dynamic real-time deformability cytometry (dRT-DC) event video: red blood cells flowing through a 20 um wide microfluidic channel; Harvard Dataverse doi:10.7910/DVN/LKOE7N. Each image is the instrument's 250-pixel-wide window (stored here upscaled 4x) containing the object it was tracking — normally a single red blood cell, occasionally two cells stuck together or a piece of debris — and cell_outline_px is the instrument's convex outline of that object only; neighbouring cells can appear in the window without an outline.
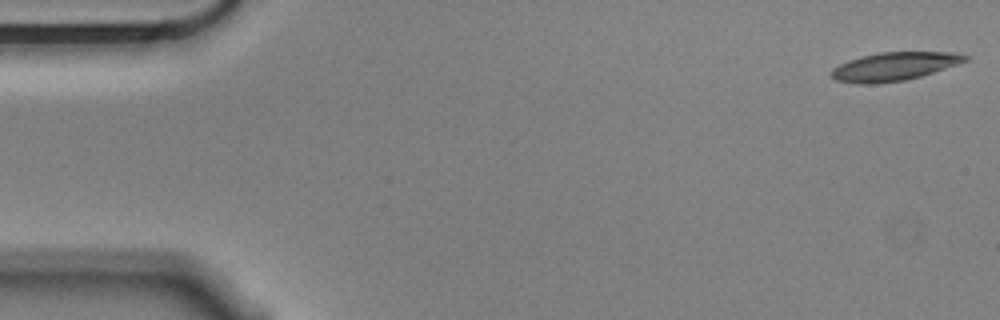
{"species": "Egyptian fruit bat (a non-hibernating species)", "species_latin": "Rousettus aegyptiacus", "temperature_condition": "cold", "stored_images_in_passage": 11, "camera_frame_rate_fps": 3000, "um_per_image_px": 0.085, "animal": {"sex": "male"}, "frame": {"image": 1, "passage_image": 1, "time_ms": 0.0, "image_size_px": [1000, 320], "cell_outline_px": [[968, 60], [920, 76], [904, 80], [876, 84], [860, 84], [836, 80], [832, 76], [832, 68], [848, 60], [880, 52], [952, 52], [968, 56]], "centroid_in_image_um": [75.98, 5.65], "position_along_channel_um": 9.0, "area_um2": 21.73}}